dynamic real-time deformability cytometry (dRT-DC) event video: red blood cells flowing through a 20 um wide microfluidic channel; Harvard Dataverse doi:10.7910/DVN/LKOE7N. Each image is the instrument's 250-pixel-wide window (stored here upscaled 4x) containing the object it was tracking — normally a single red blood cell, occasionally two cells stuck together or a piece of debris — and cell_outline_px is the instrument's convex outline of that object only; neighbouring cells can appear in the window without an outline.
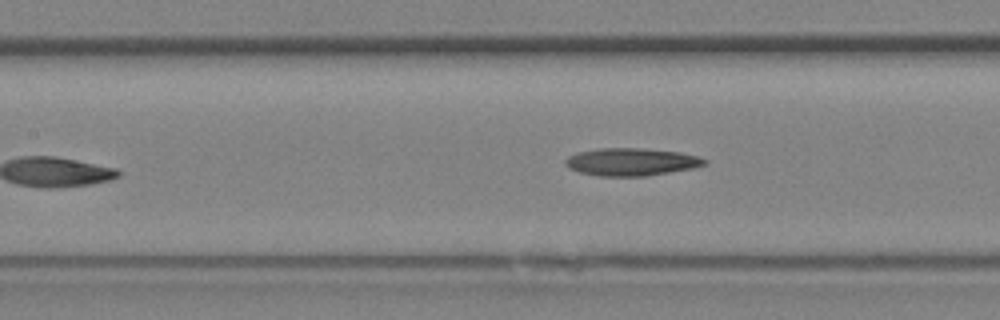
{"species": "Egyptian fruit bat (a non-hibernating species)", "species_latin": "Rousettus aegyptiacus", "temperature_condition": "room temperature", "stored_images_in_passage": 14, "camera_frame_rate_fps": 3000, "um_per_image_px": 0.085, "animal": {"sex": "female"}, "frame": {"image": 1, "passage_image": 14, "time_ms": 4.333, "image_size_px": [1000, 320], "cell_outline_px": [[708, 164], [692, 168], [648, 176], [600, 176], [580, 172], [568, 168], [564, 164], [564, 160], [568, 156], [576, 152], [600, 148], [640, 148], [680, 152], [696, 156], [708, 160]], "centroid_in_image_um": [53.64, 13.76], "position_along_channel_um": 153.8, "area_um2": 22.48}}